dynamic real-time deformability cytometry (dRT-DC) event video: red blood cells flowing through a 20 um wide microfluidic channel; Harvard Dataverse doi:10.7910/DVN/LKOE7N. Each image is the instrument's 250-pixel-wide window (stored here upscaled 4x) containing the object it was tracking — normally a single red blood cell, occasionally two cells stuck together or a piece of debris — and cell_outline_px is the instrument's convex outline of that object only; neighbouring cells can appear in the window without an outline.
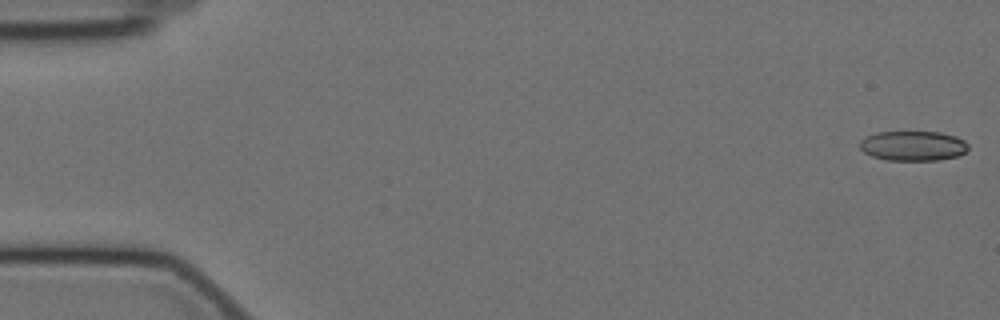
{"species": "Egyptian fruit bat (a non-hibernating species)", "species_latin": "Rousettus aegyptiacus", "temperature_condition": "cold", "stored_images_in_passage": 57, "camera_frame_rate_fps": 3000, "um_per_image_px": 0.085, "animal": {"sex": "female"}, "frame": {"image": 1, "passage_image": 1, "time_ms": 0.0, "image_size_px": [1000, 320], "cell_outline_px": [[968, 148], [960, 156], [940, 160], [888, 160], [872, 156], [864, 152], [860, 148], [860, 140], [876, 132], [940, 132], [956, 136], [964, 140], [968, 144]], "centroid_in_image_um": [77.63, 12.4], "position_along_channel_um": 7.4, "area_um2": 18.9}}
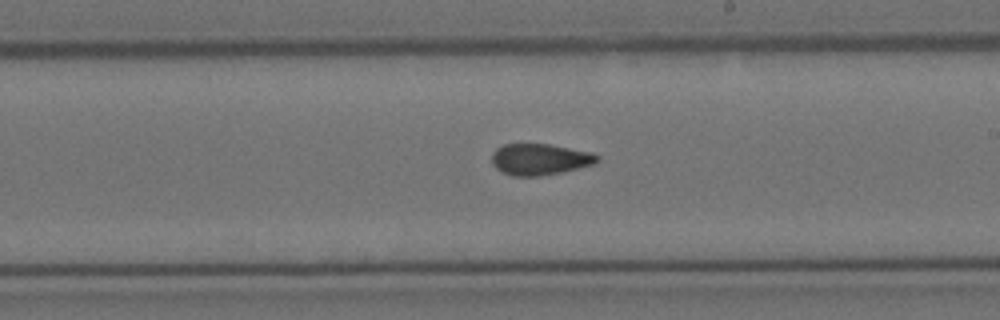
{"frame": {"image": 2, "passage_image": 33, "time_ms": 10.667, "image_size_px": [1000, 320], "cell_outline_px": [[600, 160], [596, 164], [564, 172], [540, 176], [512, 176], [500, 172], [492, 164], [492, 152], [496, 148], [504, 144], [548, 144], [592, 152], [600, 156]], "centroid_in_image_um": [45.91, 13.55], "position_along_channel_um": 243.1, "area_um2": 19.59}}
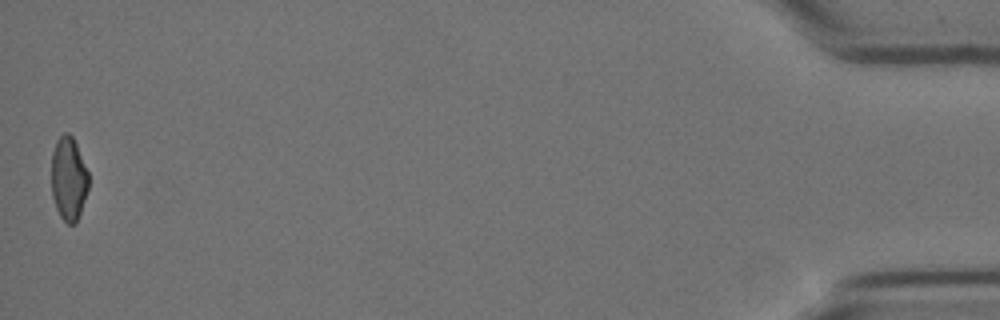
{"frame": {"image": 3, "passage_image": 57, "time_ms": 18.667, "image_size_px": [1000, 320], "cell_outline_px": [[88, 188], [76, 224], [68, 224], [60, 216], [56, 208], [52, 196], [52, 152], [56, 140], [64, 132], [68, 132], [72, 136], [76, 144], [88, 172]], "centroid_in_image_um": [5.82, 15.18], "position_along_channel_um": 429.4, "area_um2": 17.98}, "authors_computed_cell_mechanics": {"area_um2": 19.5942, "velocity_mm_per_s": 3.5224, "shape_relaxation_time_tau1_ms": null, "shape_relaxation_time_tau2_ms": 2.5801, "deformation_change_tau1": null, "deformation_change_tau2": 0.0769}}